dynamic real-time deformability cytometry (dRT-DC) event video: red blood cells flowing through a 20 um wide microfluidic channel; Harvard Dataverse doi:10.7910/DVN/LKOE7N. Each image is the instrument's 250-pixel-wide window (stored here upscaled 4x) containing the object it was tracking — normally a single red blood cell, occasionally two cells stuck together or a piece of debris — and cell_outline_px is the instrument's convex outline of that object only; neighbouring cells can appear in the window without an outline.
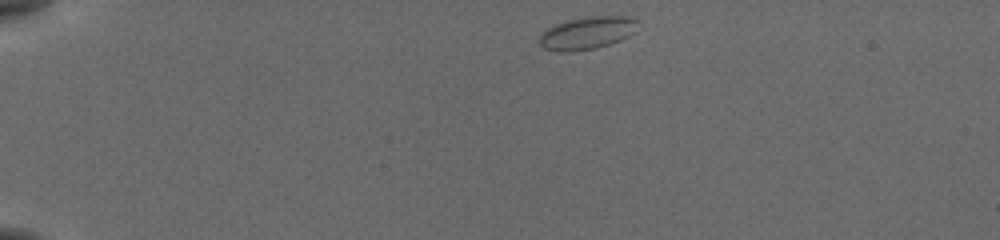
{"species": "common noctule bat (a hibernating species)", "species_latin": "Nyctalus noctula", "temperature_condition": "cold", "stored_images_in_passage": 44, "camera_frame_rate_fps": 3000, "um_per_image_px": 0.085, "animal": {"sex": "female", "body_mass_g": 19.5, "forearm_length_mm": 54.1}, "frame": {"image": 1, "passage_image": 1, "time_ms": 0.0, "image_size_px": [1000, 240], "cell_outline_px": [[636, 32], [620, 40], [596, 48], [572, 52], [556, 52], [544, 48], [540, 44], [540, 36], [552, 24], [568, 20], [592, 16], [628, 16], [636, 20]], "centroid_in_image_um": [49.89, 2.81], "position_along_channel_um": 35.1, "area_um2": 18.67}}
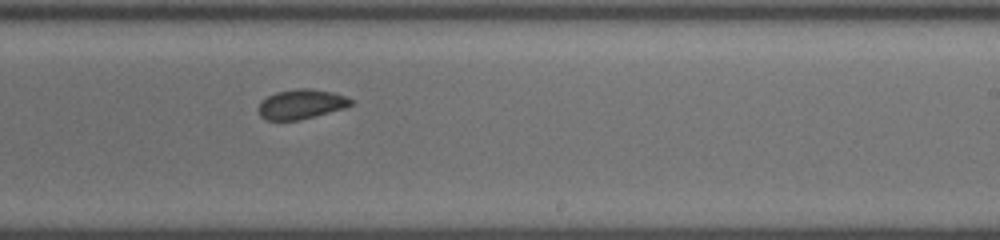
{"frame": {"image": 2, "passage_image": 25, "time_ms": 8.0, "image_size_px": [1000, 240], "cell_outline_px": [[352, 104], [344, 108], [300, 120], [268, 120], [260, 116], [260, 100], [276, 92], [296, 88], [308, 88], [332, 92], [348, 96], [352, 100]], "centroid_in_image_um": [25.62, 8.84], "position_along_channel_um": 263.4, "area_um2": 15.9}}
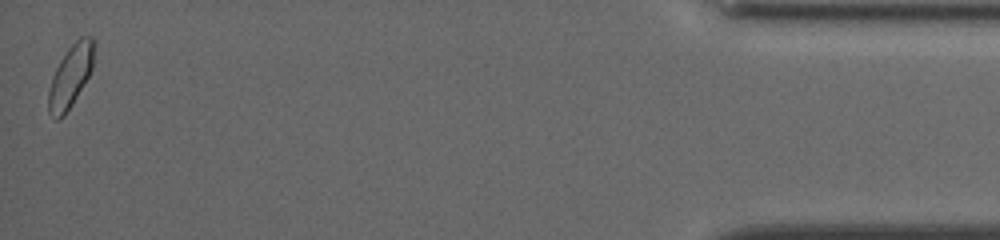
{"frame": {"image": 3, "passage_image": 44, "time_ms": 14.333, "image_size_px": [1000, 240], "cell_outline_px": [[96, 44], [92, 68], [88, 76], [72, 104], [64, 116], [60, 120], [56, 120], [48, 112], [48, 92], [52, 76], [60, 60], [68, 48], [80, 36], [92, 36], [96, 40]], "centroid_in_image_um": [6.01, 6.44], "position_along_channel_um": 429.2, "area_um2": 16.7}, "authors_computed_cell_mechanics": {"area_um2": 16.4152, "velocity_mm_per_s": 3.7945, "shape_relaxation_time_tau1_ms": 2.1693, "shape_relaxation_time_tau2_ms": 1.3392, "deformation_change_tau1": 0.0615, "deformation_change_tau2": 0.0664}}